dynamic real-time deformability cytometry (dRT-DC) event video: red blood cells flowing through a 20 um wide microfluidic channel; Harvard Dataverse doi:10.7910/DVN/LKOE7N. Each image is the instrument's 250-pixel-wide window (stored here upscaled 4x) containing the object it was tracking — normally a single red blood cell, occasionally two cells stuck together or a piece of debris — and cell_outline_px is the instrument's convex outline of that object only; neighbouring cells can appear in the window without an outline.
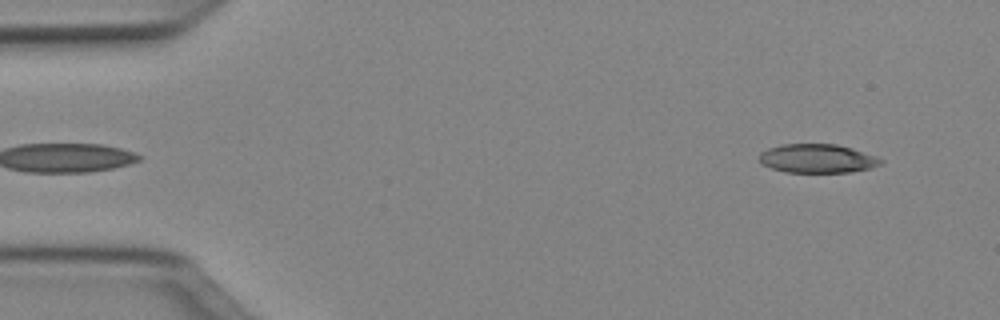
{"species": "Egyptian fruit bat (a non-hibernating species)", "species_latin": "Rousettus aegyptiacus", "temperature_condition": "cold", "stored_images_in_passage": 47, "camera_frame_rate_fps": 3000, "um_per_image_px": 0.085, "animal": {"sex": "female"}, "frame": {"image": 1, "passage_image": 1, "time_ms": 0.0, "image_size_px": [1000, 320], "cell_outline_px": [[884, 164], [872, 168], [848, 172], [784, 172], [760, 164], [760, 152], [768, 148], [780, 144], [836, 144], [852, 148], [876, 156], [884, 160]], "centroid_in_image_um": [69.49, 13.47], "position_along_channel_um": 15.5, "area_um2": 20.58}}
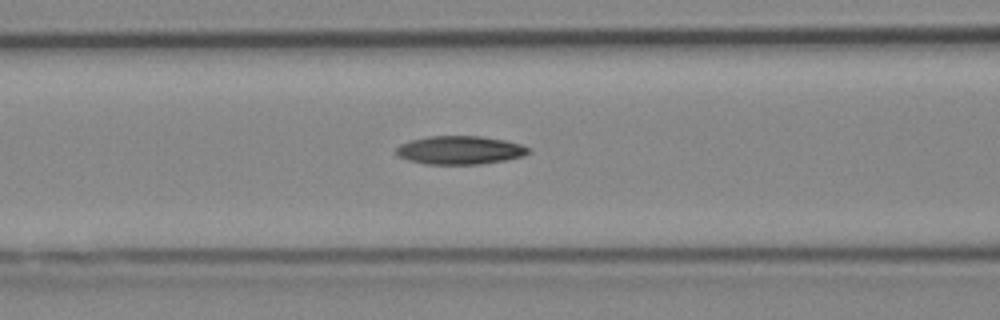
{"frame": {"image": 2, "passage_image": 17, "time_ms": 5.333, "image_size_px": [1000, 320], "cell_outline_px": [[532, 152], [524, 156], [504, 160], [480, 164], [424, 164], [408, 160], [396, 156], [396, 148], [400, 144], [412, 140], [428, 136], [480, 136], [504, 140], [520, 144], [532, 148]], "centroid_in_image_um": [39.1, 12.76], "position_along_channel_um": 127.5, "area_um2": 22.02}}
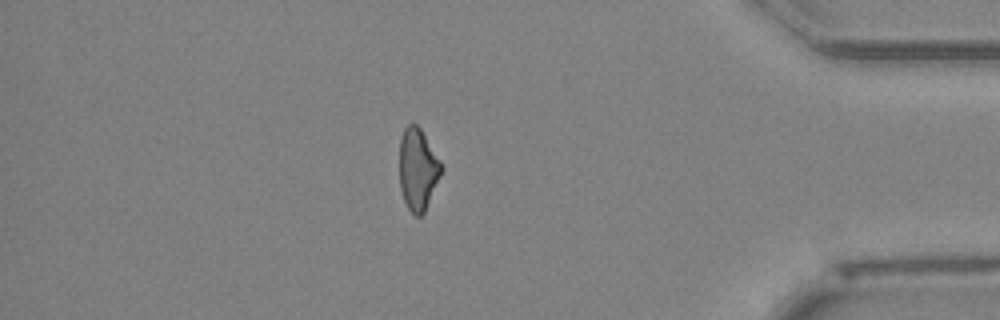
{"frame": {"image": 3, "passage_image": 40, "time_ms": 13.0, "image_size_px": [1000, 320], "cell_outline_px": [[444, 168], [424, 212], [420, 216], [416, 216], [408, 208], [404, 200], [400, 188], [400, 136], [404, 128], [408, 124], [416, 124], [420, 128], [440, 160]], "centroid_in_image_um": [35.51, 14.37], "position_along_channel_um": 399.7, "area_um2": 19.83}, "authors_computed_cell_mechanics": {"area_um2": 21.2704, "velocity_mm_per_s": 4.0206, "shape_relaxation_time_tau1_ms": 6.4331, "shape_relaxation_time_tau2_ms": 10.4462, "deformation_change_tau1": 0.1916, "deformation_change_tau2": 0.1859}}